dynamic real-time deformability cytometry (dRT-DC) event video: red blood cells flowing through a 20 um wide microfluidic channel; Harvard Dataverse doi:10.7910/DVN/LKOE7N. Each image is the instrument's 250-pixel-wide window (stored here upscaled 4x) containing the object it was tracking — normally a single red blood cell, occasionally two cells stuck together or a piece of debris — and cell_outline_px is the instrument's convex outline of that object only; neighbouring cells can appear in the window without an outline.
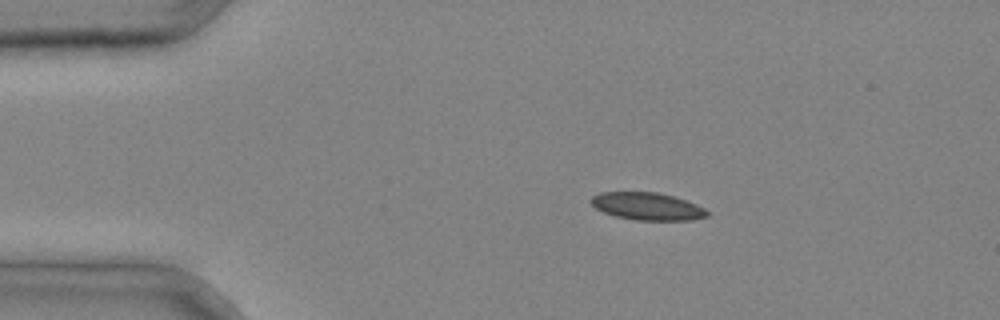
{"species": "common noctule bat (a hibernating species)", "species_latin": "Nyctalus noctula", "temperature_condition": "cold", "stored_images_in_passage": 3, "camera_frame_rate_fps": 3000, "um_per_image_px": 0.085, "animal": {"sex": "male", "body_mass_g": 20.4}, "frame": {"image": 1, "passage_image": 2, "time_ms": 0.333, "image_size_px": [1000, 320], "cell_outline_px": [[708, 216], [692, 220], [636, 220], [616, 216], [604, 212], [596, 208], [592, 204], [592, 196], [600, 192], [656, 192], [672, 196], [696, 204], [704, 208], [708, 212]], "centroid_in_image_um": [55.03, 17.54], "position_along_channel_um": 30.0, "area_um2": 18.38}}